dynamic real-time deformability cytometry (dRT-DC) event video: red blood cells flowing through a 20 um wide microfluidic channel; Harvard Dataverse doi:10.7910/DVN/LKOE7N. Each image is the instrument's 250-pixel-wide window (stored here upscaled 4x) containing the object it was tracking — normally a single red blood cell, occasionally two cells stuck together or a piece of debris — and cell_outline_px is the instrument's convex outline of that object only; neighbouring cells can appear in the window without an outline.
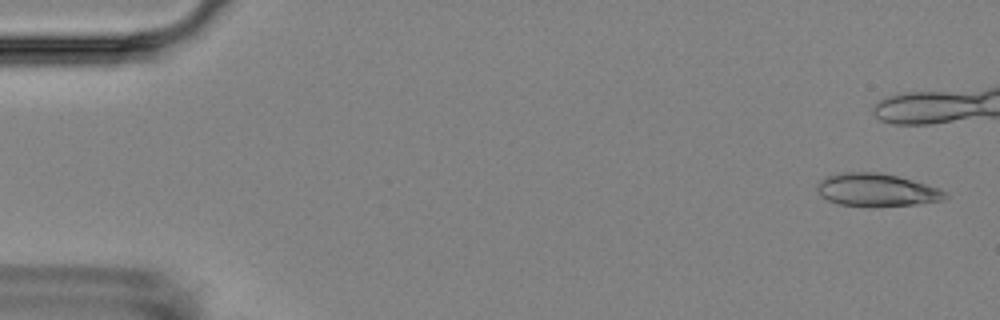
{"species": "Egyptian fruit bat (a non-hibernating species)", "species_latin": "Rousettus aegyptiacus", "temperature_condition": "room temperature", "stored_images_in_passage": 6, "camera_frame_rate_fps": 3000, "um_per_image_px": 0.085, "animal": {"sex": "female"}, "frame": {"image": 1, "passage_image": 1, "time_ms": 0.0, "image_size_px": [1000, 320], "cell_outline_px": [[948, 196], [944, 200], [912, 204], [840, 204], [828, 200], [820, 196], [816, 188], [816, 184], [824, 176], [840, 172], [880, 172], [912, 180], [940, 188]], "centroid_in_image_um": [74.46, 16.09], "position_along_channel_um": 10.5, "area_um2": 23.81}}